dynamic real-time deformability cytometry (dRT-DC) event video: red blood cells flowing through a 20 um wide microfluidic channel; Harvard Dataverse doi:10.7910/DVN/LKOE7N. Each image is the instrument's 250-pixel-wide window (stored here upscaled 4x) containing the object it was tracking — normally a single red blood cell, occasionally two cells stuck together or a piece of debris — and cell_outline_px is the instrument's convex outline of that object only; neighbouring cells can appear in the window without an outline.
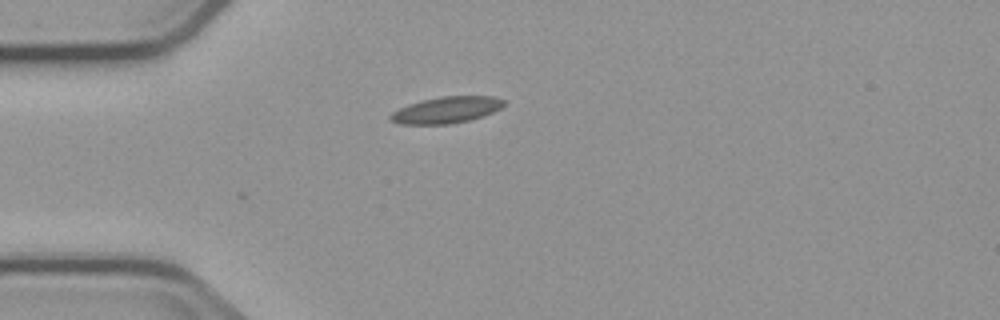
{"species": "common noctule bat (a hibernating species)", "species_latin": "Nyctalus noctula", "temperature_condition": "cold", "stored_images_in_passage": 1, "camera_frame_rate_fps": 3000, "um_per_image_px": 0.085, "animal": {"sex": "male", "body_mass_g": 23.1, "forearm_length_mm": 52.7}, "frame": {"image": 1, "passage_image": 1, "time_ms": 0.0, "image_size_px": [1000, 320], "cell_outline_px": [[504, 104], [500, 108], [492, 112], [468, 120], [448, 124], [400, 124], [392, 120], [388, 116], [392, 112], [408, 104], [440, 96], [492, 96], [504, 100]], "centroid_in_image_um": [37.92, 9.34], "position_along_channel_um": 47.1, "area_um2": 17.17}}